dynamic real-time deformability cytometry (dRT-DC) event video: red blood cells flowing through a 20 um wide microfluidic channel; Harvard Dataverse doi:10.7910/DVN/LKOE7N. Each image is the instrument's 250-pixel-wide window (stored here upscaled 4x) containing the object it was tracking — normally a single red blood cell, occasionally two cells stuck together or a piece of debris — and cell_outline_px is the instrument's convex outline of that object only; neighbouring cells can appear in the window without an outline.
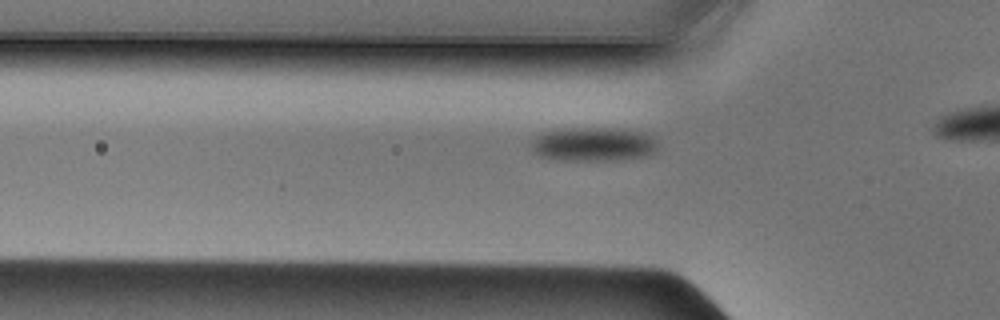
{"species": "Egyptian fruit bat (a non-hibernating species)", "species_latin": "Rousettus aegyptiacus", "temperature_condition": "cold", "stored_images_in_passage": 25, "camera_frame_rate_fps": 3000, "um_per_image_px": 0.085, "animal": {"sex": "male"}, "frame": {"image": 1, "passage_image": 11, "time_ms": 3.333, "image_size_px": [1000, 320], "cell_outline_px": [[656, 152], [648, 156], [624, 160], [556, 160], [540, 156], [532, 152], [532, 140], [536, 136], [544, 132], [556, 128], [620, 128], [644, 132], [656, 140]], "centroid_in_image_um": [50.44, 12.26], "position_along_channel_um": 75.4, "area_um2": 25.55}}
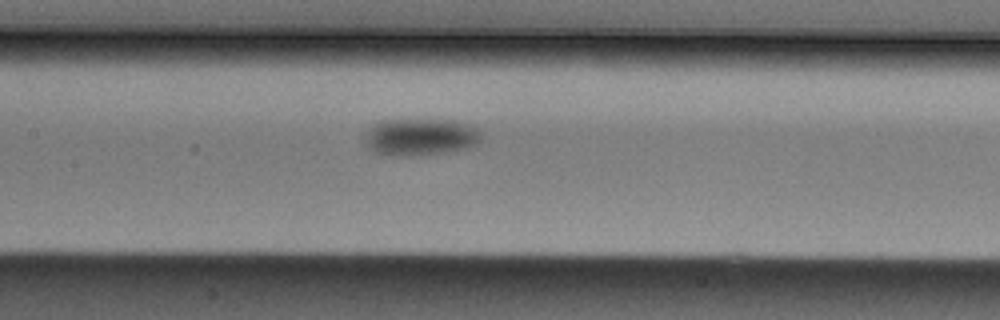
{"frame": {"image": 2, "passage_image": 18, "time_ms": 5.667, "image_size_px": [1000, 320], "cell_outline_px": [[480, 140], [476, 144], [464, 148], [440, 152], [408, 156], [376, 152], [368, 144], [368, 132], [372, 124], [380, 120], [456, 120], [468, 124], [476, 128], [480, 136]], "centroid_in_image_um": [35.77, 11.6], "position_along_channel_um": 171.6, "area_um2": 24.22}}
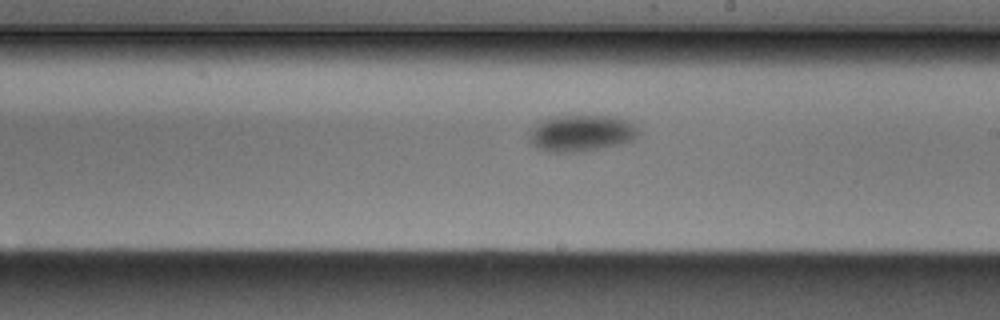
{"frame": {"image": 3, "passage_image": 23, "time_ms": 7.333, "image_size_px": [1000, 320], "cell_outline_px": [[640, 136], [632, 140], [620, 144], [604, 148], [584, 152], [548, 152], [532, 144], [528, 140], [528, 132], [540, 120], [556, 116], [616, 116], [628, 120], [640, 132]], "centroid_in_image_um": [49.41, 11.33], "position_along_channel_um": 239.6, "area_um2": 23.58}}